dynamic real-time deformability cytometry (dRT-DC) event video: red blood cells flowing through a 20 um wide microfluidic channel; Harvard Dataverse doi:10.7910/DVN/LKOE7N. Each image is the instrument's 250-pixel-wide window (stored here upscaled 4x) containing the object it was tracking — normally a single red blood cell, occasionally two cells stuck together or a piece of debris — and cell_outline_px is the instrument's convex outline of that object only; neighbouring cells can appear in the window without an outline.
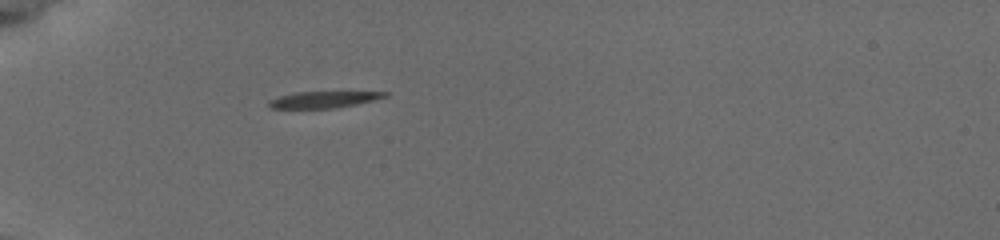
{"species": "common noctule bat (a hibernating species)", "species_latin": "Nyctalus noctula", "temperature_condition": "cold", "stored_images_in_passage": 53, "camera_frame_rate_fps": 3000, "um_per_image_px": 0.085, "animal": {"sex": "female", "body_mass_g": 19.5, "forearm_length_mm": 54.1}, "frame": {"image": 1, "passage_image": 1, "time_ms": 0.0, "image_size_px": [1000, 240], "cell_outline_px": [[388, 96], [356, 104], [336, 108], [272, 108], [268, 104], [268, 100], [280, 96], [296, 92], [388, 92]], "centroid_in_image_um": [27.48, 8.46], "position_along_channel_um": 57.5, "area_um2": 10.92}}
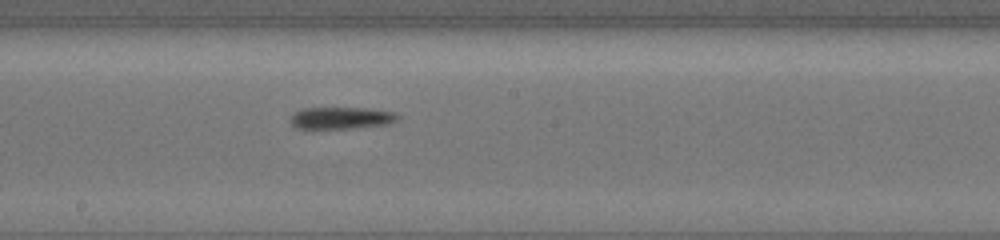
{"frame": {"image": 2, "passage_image": 27, "time_ms": 4.667, "image_size_px": [1000, 240], "cell_outline_px": [[400, 116], [392, 120], [380, 124], [340, 128], [300, 128], [292, 124], [288, 120], [288, 116], [292, 112], [300, 108], [368, 108], [396, 112]], "centroid_in_image_um": [28.85, 9.99], "position_along_channel_um": 219.4, "area_um2": 13.35}}
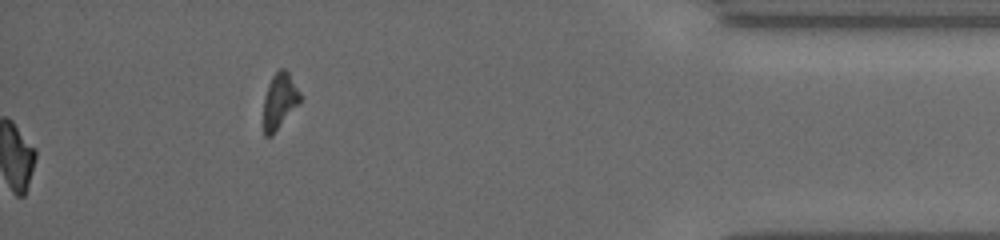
{"frame": {"image": 3, "passage_image": 53, "time_ms": 10.667, "image_size_px": [1000, 240], "cell_outline_px": [[304, 96], [300, 104], [272, 136], [264, 136], [264, 96], [268, 84], [272, 76], [280, 68], [284, 68], [288, 72]], "centroid_in_image_um": [23.81, 8.58], "position_along_channel_um": 411.4, "area_um2": 12.25}, "authors_computed_cell_mechanics": {"area_um2": 14.1032, "velocity_mm_per_s": 3.8488, "shape_relaxation_time_tau1_ms": 8.919, "shape_relaxation_time_tau2_ms": null, "deformation_change_tau1": 0.1942, "deformation_change_tau2": null}}